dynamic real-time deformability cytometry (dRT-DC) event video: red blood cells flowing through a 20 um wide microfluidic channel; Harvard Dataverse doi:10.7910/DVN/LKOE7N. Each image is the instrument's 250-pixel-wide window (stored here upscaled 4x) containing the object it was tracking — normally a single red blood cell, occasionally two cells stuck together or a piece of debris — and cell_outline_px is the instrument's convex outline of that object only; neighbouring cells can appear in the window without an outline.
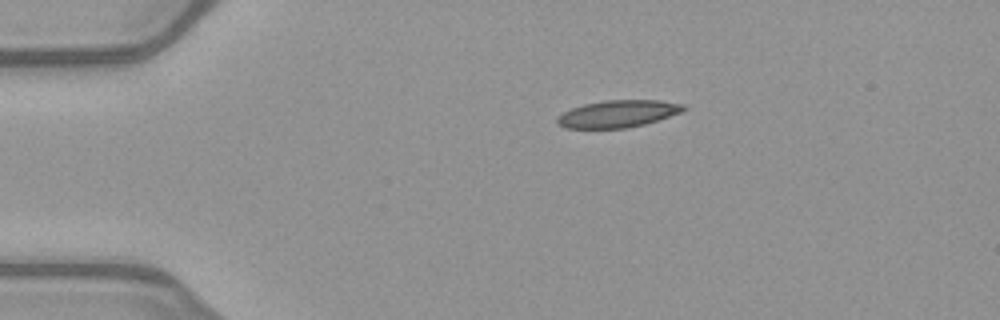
{"species": "common noctule bat (a hibernating species)", "species_latin": "Nyctalus noctula", "temperature_condition": "warm", "stored_images_in_passage": 42, "camera_frame_rate_fps": 3000, "um_per_image_px": 0.085, "animal": {"sex": "female", "body_mass_g": 21.9}, "frame": {"image": 1, "passage_image": 1, "time_ms": 0.0, "image_size_px": [1000, 320], "cell_outline_px": [[688, 108], [680, 112], [644, 124], [628, 128], [564, 128], [556, 124], [556, 116], [572, 108], [584, 104], [608, 100], [660, 100], [684, 104]], "centroid_in_image_um": [52.49, 9.67], "position_along_channel_um": 32.5, "area_um2": 19.94}}
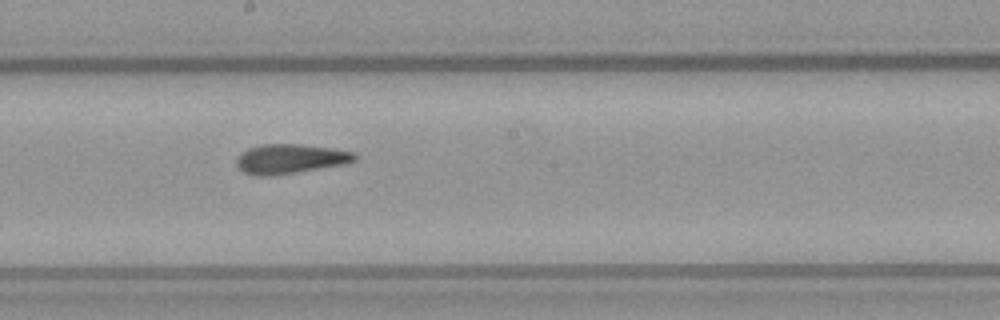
{"frame": {"image": 2, "passage_image": 19, "time_ms": 6.0, "image_size_px": [1000, 320], "cell_outline_px": [[356, 160], [348, 164], [272, 176], [252, 176], [244, 172], [236, 164], [236, 156], [240, 152], [248, 148], [260, 144], [300, 144], [332, 148], [356, 152]], "centroid_in_image_um": [24.66, 13.5], "position_along_channel_um": 223.5, "area_um2": 20.75}}
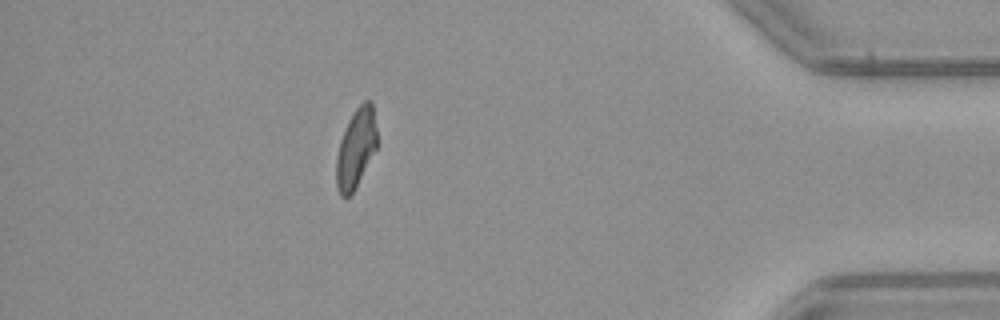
{"frame": {"image": 3, "passage_image": 36, "time_ms": 11.667, "image_size_px": [1000, 320], "cell_outline_px": [[376, 148], [352, 192], [348, 196], [340, 196], [336, 188], [336, 156], [340, 140], [348, 120], [356, 108], [364, 100], [372, 100], [376, 128]], "centroid_in_image_um": [30.23, 12.56], "position_along_channel_um": 405.0, "area_um2": 18.5}, "authors_computed_cell_mechanics": {"area_um2": 20.1433, "velocity_mm_per_s": 4.0325, "shape_relaxation_time_tau1_ms": null, "shape_relaxation_time_tau2_ms": 2.7836, "deformation_change_tau1": null, "deformation_change_tau2": 0.1115}}